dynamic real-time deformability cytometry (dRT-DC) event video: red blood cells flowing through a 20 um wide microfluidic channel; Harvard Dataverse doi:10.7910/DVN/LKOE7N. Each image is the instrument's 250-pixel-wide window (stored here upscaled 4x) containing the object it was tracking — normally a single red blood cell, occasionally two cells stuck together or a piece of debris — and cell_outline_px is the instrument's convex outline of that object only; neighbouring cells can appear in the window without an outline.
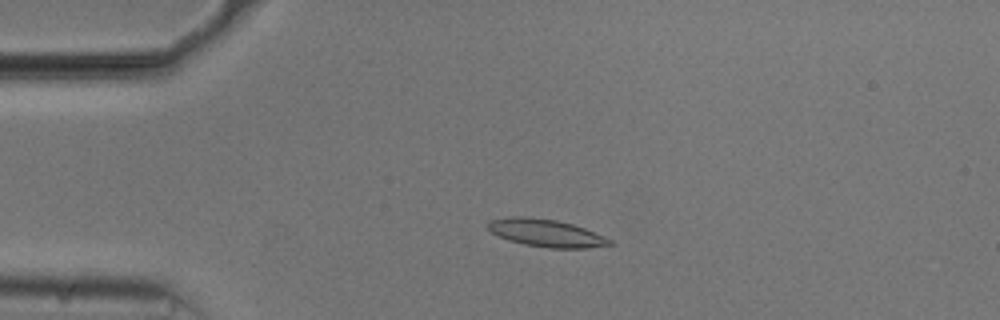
{"species": "common noctule bat (a hibernating species)", "species_latin": "Nyctalus noctula", "temperature_condition": "cold", "stored_images_in_passage": 48, "camera_frame_rate_fps": 3000, "um_per_image_px": 0.085, "animal": {"sex": "male", "body_mass_g": 20.5, "forearm_length_mm": 52.5}, "frame": {"image": 1, "passage_image": 6, "time_ms": 1.667, "image_size_px": [1000, 320], "cell_outline_px": [[616, 244], [588, 248], [548, 248], [524, 244], [508, 240], [492, 232], [484, 224], [492, 220], [508, 216], [524, 216], [556, 220], [572, 224], [584, 228], [604, 236], [612, 240]], "centroid_in_image_um": [46.43, 19.8], "position_along_channel_um": 38.6, "area_um2": 19.59}}
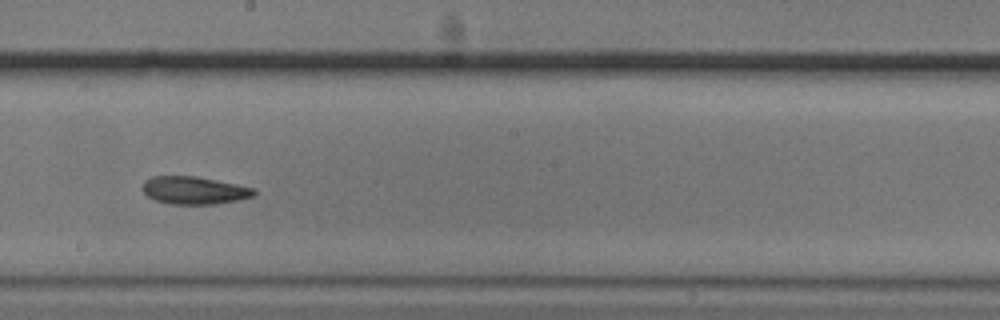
{"frame": {"image": 2, "passage_image": 24, "time_ms": 7.667, "image_size_px": [1000, 320], "cell_outline_px": [[256, 192], [252, 196], [240, 200], [216, 204], [168, 204], [156, 200], [148, 196], [144, 192], [144, 180], [152, 176], [196, 176], [256, 188]], "centroid_in_image_um": [16.53, 16.18], "position_along_channel_um": 231.7, "area_um2": 17.98}}
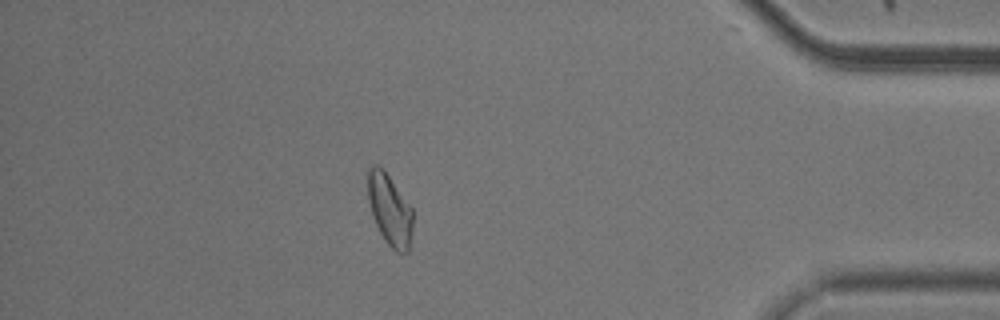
{"frame": {"image": 3, "passage_image": 41, "time_ms": 13.333, "image_size_px": [1000, 320], "cell_outline_px": [[412, 232], [408, 252], [396, 252], [384, 240], [372, 216], [368, 200], [368, 168], [372, 164], [376, 164], [384, 168], [412, 208]], "centroid_in_image_um": [33.11, 17.8], "position_along_channel_um": 402.1, "area_um2": 18.79}, "authors_computed_cell_mechanics": {"area_um2": 18.6116, "velocity_mm_per_s": 3.7187, "shape_relaxation_time_tau1_ms": 4.6248, "shape_relaxation_time_tau2_ms": null, "deformation_change_tau1": 0.1168, "deformation_change_tau2": null}}